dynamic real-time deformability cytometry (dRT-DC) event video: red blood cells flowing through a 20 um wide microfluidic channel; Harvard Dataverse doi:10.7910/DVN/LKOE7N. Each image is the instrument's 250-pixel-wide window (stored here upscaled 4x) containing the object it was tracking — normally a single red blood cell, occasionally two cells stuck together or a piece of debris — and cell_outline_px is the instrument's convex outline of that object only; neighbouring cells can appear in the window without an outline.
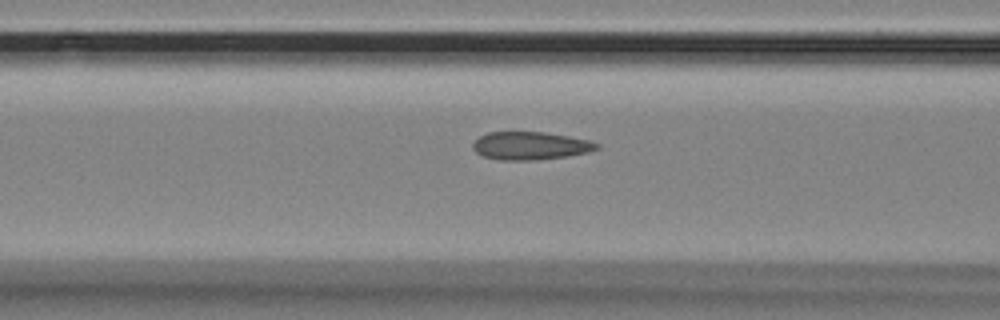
{"species": "Egyptian fruit bat (a non-hibernating species)", "species_latin": "Rousettus aegyptiacus", "temperature_condition": "room temperature", "stored_images_in_passage": 51, "camera_frame_rate_fps": 3000, "um_per_image_px": 0.085, "animal": {"sex": "female"}, "frame": {"image": 1, "passage_image": 23, "time_ms": 7.333, "image_size_px": [1000, 320], "cell_outline_px": [[600, 148], [588, 152], [568, 156], [532, 160], [500, 160], [484, 156], [476, 152], [472, 148], [472, 144], [480, 136], [488, 132], [544, 132], [592, 140], [600, 144]], "centroid_in_image_um": [45.11, 12.38], "position_along_channel_um": 121.5, "area_um2": 20.23}}
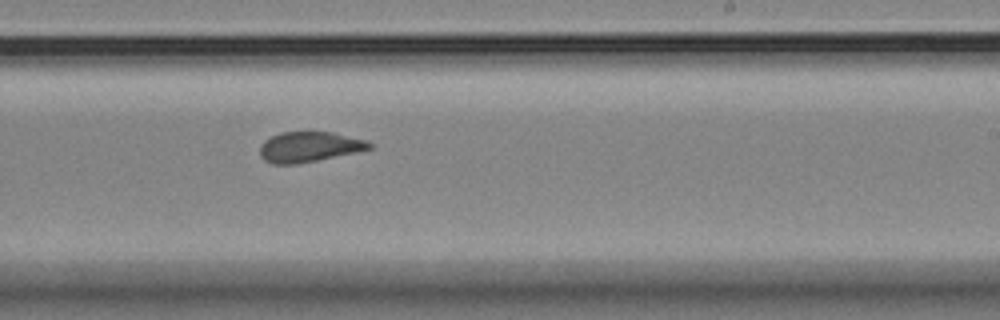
{"frame": {"image": 2, "passage_image": 35, "time_ms": 11.333, "image_size_px": [1000, 320], "cell_outline_px": [[372, 148], [356, 152], [296, 164], [272, 164], [264, 160], [260, 156], [260, 144], [264, 140], [280, 132], [332, 132], [368, 140], [372, 144]], "centroid_in_image_um": [26.26, 12.48], "position_along_channel_um": 262.7, "area_um2": 19.31}}
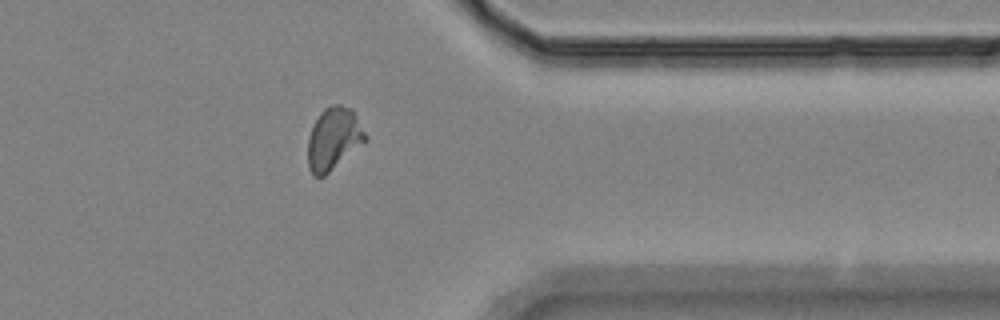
{"frame": {"image": 3, "passage_image": 46, "time_ms": 15.0, "image_size_px": [1000, 320], "cell_outline_px": [[368, 140], [324, 176], [312, 176], [308, 168], [308, 136], [320, 112], [324, 108], [332, 104], [340, 104], [352, 108], [368, 136]], "centroid_in_image_um": [28.37, 11.78], "position_along_channel_um": 383.0, "area_um2": 21.1}}